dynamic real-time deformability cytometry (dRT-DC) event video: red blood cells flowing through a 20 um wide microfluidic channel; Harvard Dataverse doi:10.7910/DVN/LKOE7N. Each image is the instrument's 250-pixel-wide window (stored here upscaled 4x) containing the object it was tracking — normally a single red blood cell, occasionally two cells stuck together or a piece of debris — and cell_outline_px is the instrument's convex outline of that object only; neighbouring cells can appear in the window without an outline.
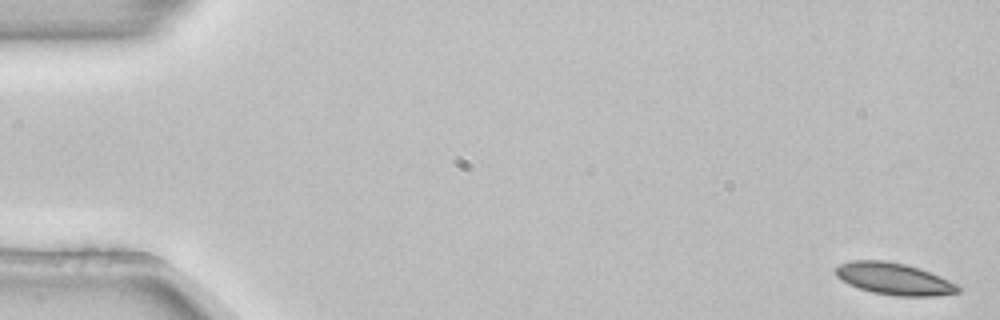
{"species": "common noctule bat (a hibernating species)", "species_latin": "Nyctalus noctula", "temperature_condition": "room temperature", "stored_images_in_passage": 5, "segment_of_instrument_passage": [1, 2], "camera_frame_rate_fps": 3000, "um_per_image_px": 0.085, "animal": {"sex": "female", "body_mass_g": 22.7, "forearm_length_mm": 54.2}, "frame": {"image": 1, "passage_image": 1, "time_ms": 0.0, "image_size_px": [1000, 320], "cell_outline_px": [[960, 292], [936, 296], [896, 296], [872, 292], [848, 284], [840, 280], [836, 276], [836, 268], [840, 264], [852, 260], [884, 260], [904, 264], [920, 268], [940, 276], [956, 284], [960, 288]], "centroid_in_image_um": [75.99, 23.7], "position_along_channel_um": 9.0, "area_um2": 22.72}}